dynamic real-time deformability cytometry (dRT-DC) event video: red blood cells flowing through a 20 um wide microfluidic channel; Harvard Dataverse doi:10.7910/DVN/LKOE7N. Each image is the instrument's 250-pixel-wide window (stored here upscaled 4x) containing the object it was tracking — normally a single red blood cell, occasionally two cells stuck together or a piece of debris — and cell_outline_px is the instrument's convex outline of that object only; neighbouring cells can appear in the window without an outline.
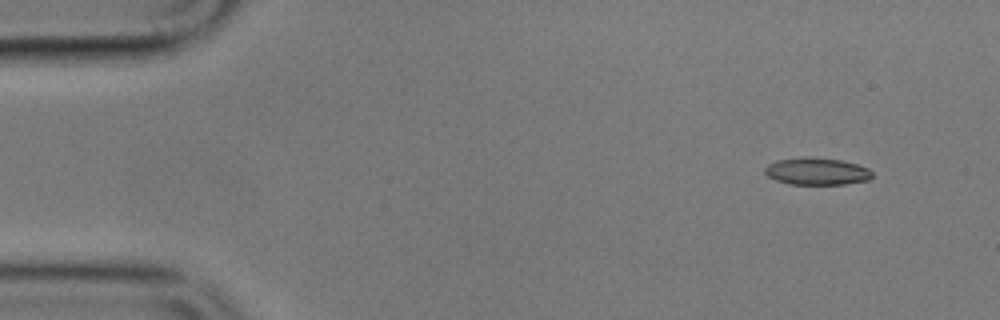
{"species": "common noctule bat (a hibernating species)", "species_latin": "Nyctalus noctula", "temperature_condition": "cold", "stored_images_in_passage": 6, "camera_frame_rate_fps": 3000, "um_per_image_px": 0.085, "animal": {"sex": "male", "body_mass_g": 17.9}, "frame": {"image": 1, "passage_image": 2, "time_ms": 1.0, "image_size_px": [1000, 320], "cell_outline_px": [[872, 176], [868, 180], [844, 184], [788, 184], [776, 180], [768, 176], [764, 172], [764, 168], [768, 164], [776, 160], [804, 156], [808, 156], [840, 160], [856, 164], [868, 168], [872, 172]], "centroid_in_image_um": [69.39, 14.55], "position_along_channel_um": 15.6, "area_um2": 17.05}}
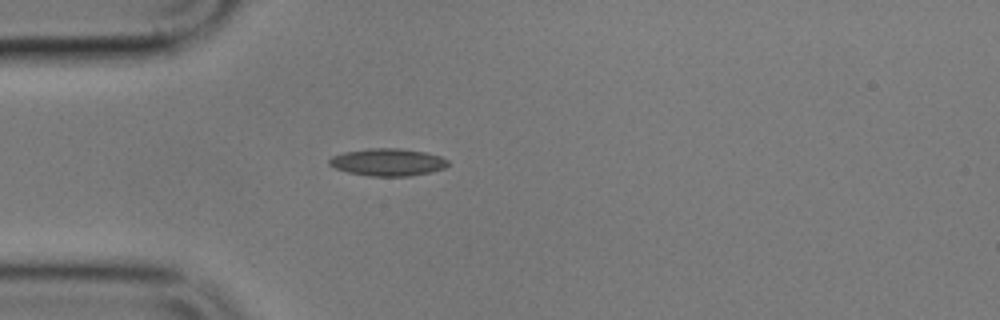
{"frame": {"image": 2, "passage_image": 5, "time_ms": 4.667, "image_size_px": [1000, 320], "cell_outline_px": [[448, 164], [444, 168], [428, 172], [408, 176], [368, 176], [348, 172], [336, 168], [328, 164], [328, 160], [332, 156], [344, 152], [368, 148], [400, 148], [424, 152], [440, 156], [448, 160]], "centroid_in_image_um": [32.93, 13.78], "position_along_channel_um": 52.1, "area_um2": 18.84}}